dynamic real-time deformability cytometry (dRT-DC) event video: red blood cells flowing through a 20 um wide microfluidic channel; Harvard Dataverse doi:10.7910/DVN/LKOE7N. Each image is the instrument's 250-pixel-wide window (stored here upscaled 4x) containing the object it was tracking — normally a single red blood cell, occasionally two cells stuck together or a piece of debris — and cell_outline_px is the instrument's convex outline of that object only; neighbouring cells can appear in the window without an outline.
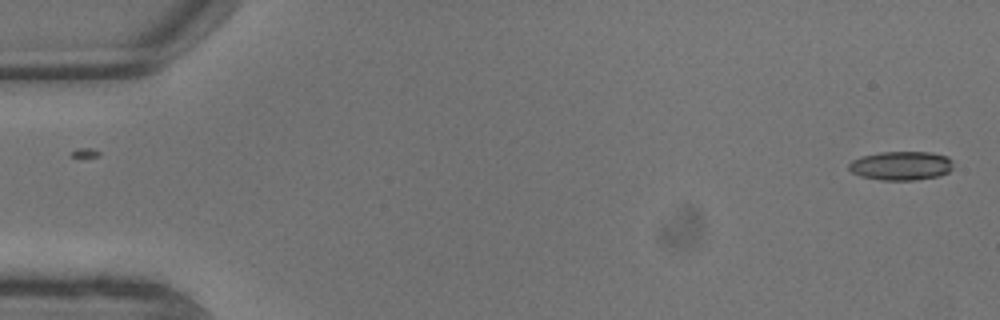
{"species": "common noctule bat (a hibernating species)", "species_latin": "Nyctalus noctula", "temperature_condition": "warm", "stored_images_in_passage": 3, "camera_frame_rate_fps": 3000, "um_per_image_px": 0.085, "animal": {"sex": "male", "body_mass_g": 13.3}, "frame": {"image": 1, "passage_image": 3, "time_ms": 0.667, "image_size_px": [1000, 320], "cell_outline_px": [[952, 168], [948, 172], [940, 176], [912, 180], [880, 180], [860, 176], [852, 172], [848, 168], [848, 164], [852, 160], [860, 156], [880, 152], [932, 152], [948, 156], [952, 160]], "centroid_in_image_um": [76.59, 14.08], "position_along_channel_um": 8.4, "area_um2": 17.74}}